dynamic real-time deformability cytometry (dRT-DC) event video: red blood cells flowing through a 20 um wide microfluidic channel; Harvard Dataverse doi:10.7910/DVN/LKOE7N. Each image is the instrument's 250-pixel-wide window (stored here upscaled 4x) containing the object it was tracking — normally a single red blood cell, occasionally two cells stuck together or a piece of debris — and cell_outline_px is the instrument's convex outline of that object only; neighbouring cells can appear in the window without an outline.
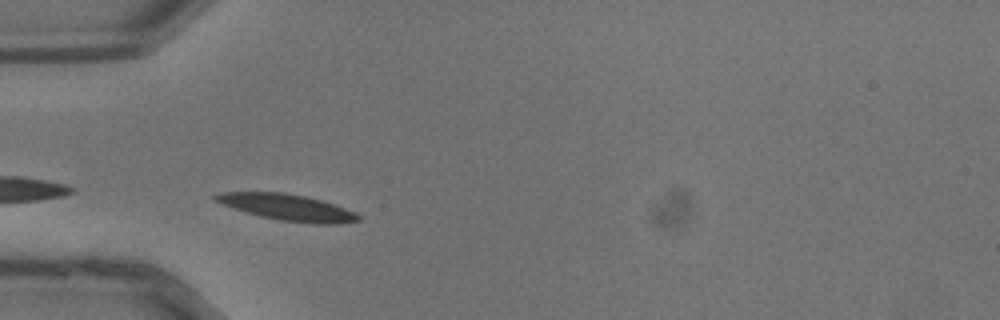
{"species": "common noctule bat (a hibernating species)", "species_latin": "Nyctalus noctula", "temperature_condition": "warm", "stored_images_in_passage": 25, "segment_of_instrument_passage": [2, 2], "camera_frame_rate_fps": 3000, "um_per_image_px": 0.085, "animal": {"sex": "male", "body_mass_g": 13.3}, "frame": {"image": 1, "passage_image": 6, "time_ms": 1.667, "image_size_px": [1000, 320], "cell_outline_px": [[360, 220], [340, 224], [316, 224], [280, 220], [260, 216], [244, 212], [224, 204], [216, 200], [212, 196], [220, 192], [284, 192], [304, 196], [320, 200], [356, 212], [360, 216]], "centroid_in_image_um": [24.44, 17.63], "position_along_channel_um": 60.6, "area_um2": 21.68}}
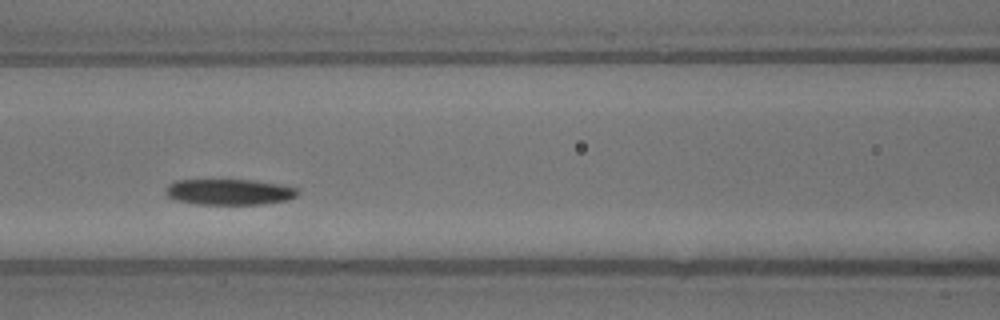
{"frame": {"image": 2, "passage_image": 11, "time_ms": 3.333, "image_size_px": [1000, 320], "cell_outline_px": [[300, 192], [296, 196], [288, 200], [260, 204], [196, 204], [176, 200], [168, 196], [164, 192], [164, 188], [168, 184], [176, 180], [256, 180], [284, 184], [296, 188]], "centroid_in_image_um": [19.5, 16.3], "position_along_channel_um": 147.1, "area_um2": 20.11}}
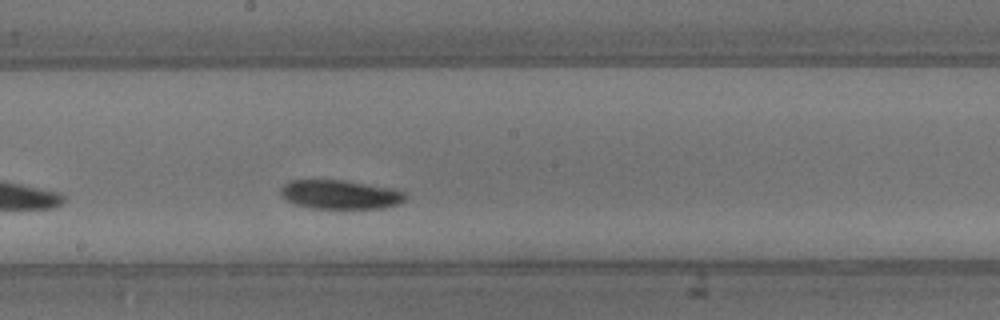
{"frame": {"image": 3, "passage_image": 15, "time_ms": 4.667, "image_size_px": [1000, 320], "cell_outline_px": [[408, 196], [404, 200], [396, 204], [384, 208], [312, 208], [296, 204], [288, 200], [280, 192], [280, 188], [288, 180], [344, 180], [392, 188], [404, 192]], "centroid_in_image_um": [28.92, 16.52], "position_along_channel_um": 219.3, "area_um2": 20.92}}